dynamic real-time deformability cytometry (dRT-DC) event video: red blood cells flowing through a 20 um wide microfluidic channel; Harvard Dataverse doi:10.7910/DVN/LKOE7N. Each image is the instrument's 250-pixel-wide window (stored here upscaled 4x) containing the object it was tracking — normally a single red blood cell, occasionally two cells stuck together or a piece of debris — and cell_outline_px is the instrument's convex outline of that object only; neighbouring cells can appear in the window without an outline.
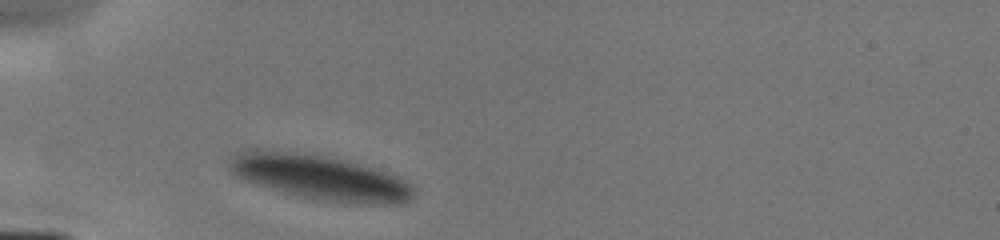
{"species": "human", "species_latin": "Homo sapiens", "temperature_condition": "cold", "stored_images_in_passage": 1, "camera_frame_rate_fps": 3000, "um_per_image_px": 0.085, "donor": {"sex": "male"}, "frame": {"image": 1, "passage_image": 1, "time_ms": 0.0, "image_size_px": [1000, 240], "cell_outline_px": [[416, 192], [412, 200], [400, 204], [336, 204], [312, 200], [296, 196], [268, 188], [244, 180], [236, 176], [228, 168], [228, 164], [232, 156], [240, 152], [256, 148], [292, 152], [320, 156], [340, 160], [356, 164], [384, 172], [408, 180], [416, 188]], "centroid_in_image_um": [27.22, 15.13], "position_along_channel_um": 57.8, "area_um2": 48.67}}